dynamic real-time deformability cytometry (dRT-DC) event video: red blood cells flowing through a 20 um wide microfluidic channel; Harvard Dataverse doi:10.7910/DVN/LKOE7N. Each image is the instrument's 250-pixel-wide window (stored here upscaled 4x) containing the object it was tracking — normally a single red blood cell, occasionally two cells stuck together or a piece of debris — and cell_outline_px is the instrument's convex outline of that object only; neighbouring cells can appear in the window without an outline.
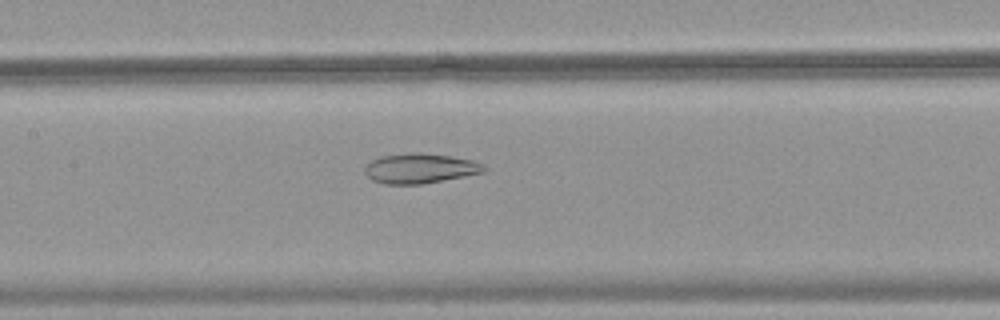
{"species": "common noctule bat (a hibernating species)", "species_latin": "Nyctalus noctula", "temperature_condition": "warm", "stored_images_in_passage": 52, "camera_frame_rate_fps": 3000, "um_per_image_px": 0.085, "animal": {"sex": "female", "body_mass_g": 18.4}, "frame": {"image": 1, "passage_image": 26, "time_ms": 8.333, "image_size_px": [1000, 320], "cell_outline_px": [[488, 168], [484, 172], [464, 176], [420, 184], [384, 184], [372, 180], [364, 172], [364, 168], [372, 160], [380, 156], [412, 152], [420, 152], [452, 156], [472, 160], [484, 164]], "centroid_in_image_um": [35.71, 14.3], "position_along_channel_um": 171.7, "area_um2": 20.81}}
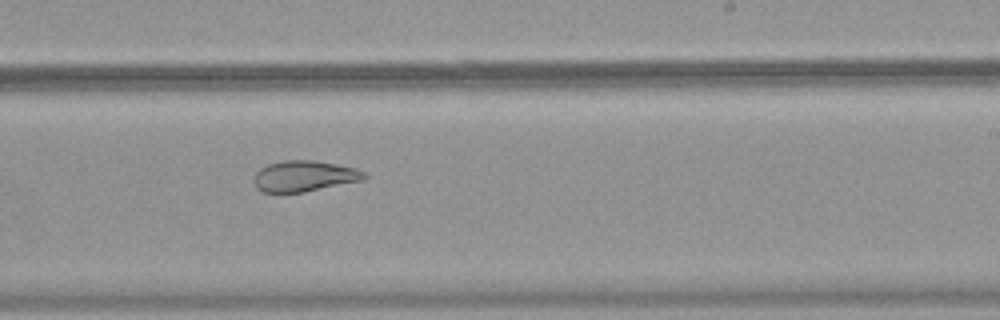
{"frame": {"image": 2, "passage_image": 33, "time_ms": 10.667, "image_size_px": [1000, 320], "cell_outline_px": [[368, 176], [364, 180], [304, 192], [260, 192], [256, 188], [252, 180], [256, 172], [260, 168], [268, 164], [284, 160], [312, 160], [336, 164], [356, 168], [364, 172]], "centroid_in_image_um": [25.84, 14.97], "position_along_channel_um": 263.2, "area_um2": 20.0}}
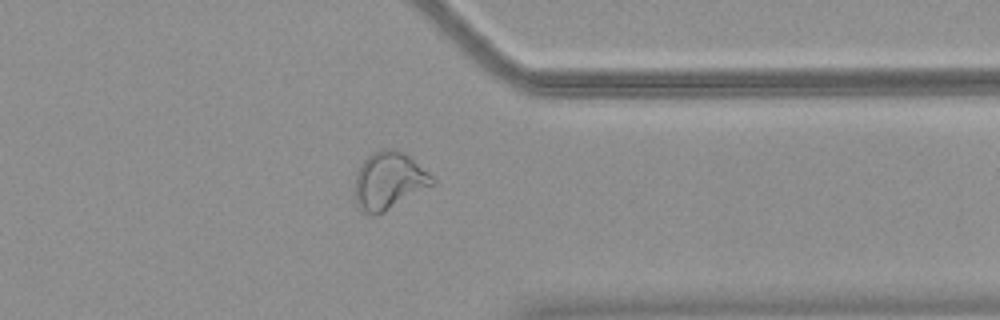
{"frame": {"image": 3, "passage_image": 42, "time_ms": 13.667, "image_size_px": [1000, 320], "cell_outline_px": [[436, 184], [384, 212], [376, 216], [360, 212], [356, 208], [356, 172], [360, 164], [372, 152], [380, 148], [396, 148], [408, 156], [428, 172], [436, 180]], "centroid_in_image_um": [33.05, 15.37], "position_along_channel_um": 378.4, "area_um2": 26.18}}